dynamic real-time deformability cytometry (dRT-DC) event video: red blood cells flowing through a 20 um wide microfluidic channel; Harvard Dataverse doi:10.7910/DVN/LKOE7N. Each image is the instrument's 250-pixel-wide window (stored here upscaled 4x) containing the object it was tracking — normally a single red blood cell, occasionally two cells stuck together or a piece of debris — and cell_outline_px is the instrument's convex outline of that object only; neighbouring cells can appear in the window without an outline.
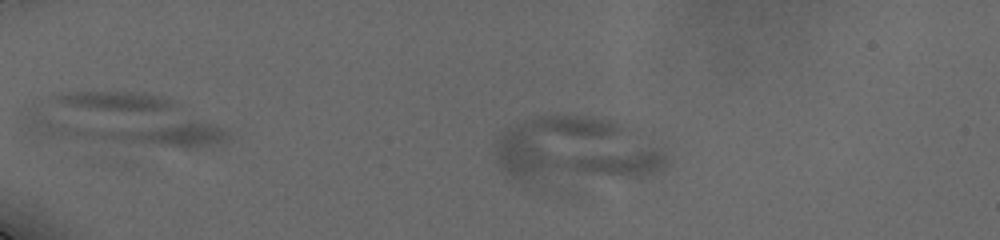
{"species": "human", "species_latin": "Homo sapiens", "temperature_condition": "cold", "stored_images_in_passage": 10, "camera_frame_rate_fps": 3000, "um_per_image_px": 0.085, "donor": {"sex": "male"}, "frame": {"image": 1, "passage_image": 5, "time_ms": 3.333, "image_size_px": [1000, 240], "cell_outline_px": [[672, 160], [664, 172], [652, 176], [524, 188], [504, 172], [496, 160], [496, 140], [508, 128], [524, 120], [536, 116], [588, 116], [612, 120], [664, 144]], "centroid_in_image_um": [49.05, 12.89], "position_along_channel_um": 36.0, "area_um2": 70.0}}